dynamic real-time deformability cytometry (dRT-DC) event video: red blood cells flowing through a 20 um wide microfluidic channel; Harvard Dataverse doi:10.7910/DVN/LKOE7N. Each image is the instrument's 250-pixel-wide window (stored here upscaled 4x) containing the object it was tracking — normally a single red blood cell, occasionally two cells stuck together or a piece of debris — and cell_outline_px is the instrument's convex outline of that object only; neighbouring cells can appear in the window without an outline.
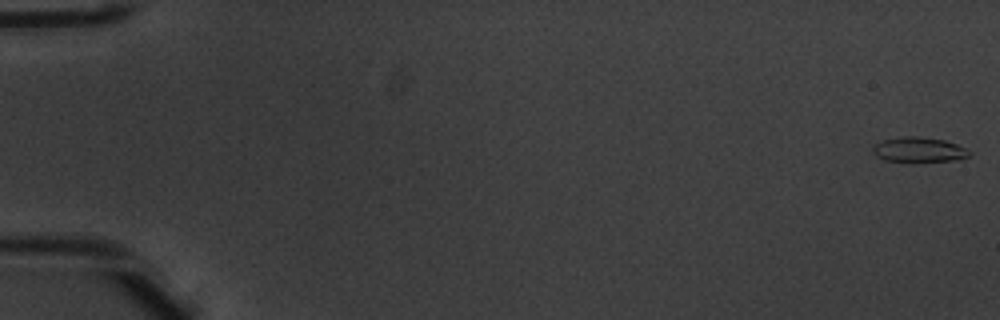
{"species": "common noctule bat (a hibernating species)", "species_latin": "Nyctalus noctula", "temperature_condition": "warm", "stored_images_in_passage": 53, "camera_frame_rate_fps": 3000, "um_per_image_px": 0.085, "animal": {"sex": "male", "body_mass_g": 20.1, "forearm_length_mm": 53.5}, "frame": {"image": 1, "passage_image": 1, "time_ms": 0.0, "image_size_px": [1000, 320], "cell_outline_px": [[972, 152], [968, 156], [952, 160], [908, 164], [884, 160], [876, 156], [872, 152], [872, 148], [876, 144], [884, 140], [904, 136], [920, 136], [944, 140], [956, 144]], "centroid_in_image_um": [78.06, 12.76], "position_along_channel_um": 6.9, "area_um2": 14.45}}
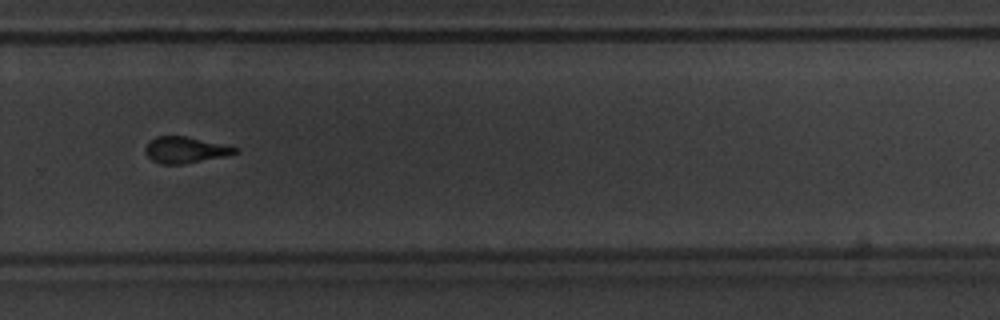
{"frame": {"image": 2, "passage_image": 37, "time_ms": 12.0, "image_size_px": [1000, 320], "cell_outline_px": [[240, 152], [224, 156], [184, 164], [160, 164], [152, 160], [144, 152], [144, 148], [148, 140], [156, 136], [184, 136], [240, 148]], "centroid_in_image_um": [15.71, 12.74], "position_along_channel_um": 314.1, "area_um2": 13.76}}
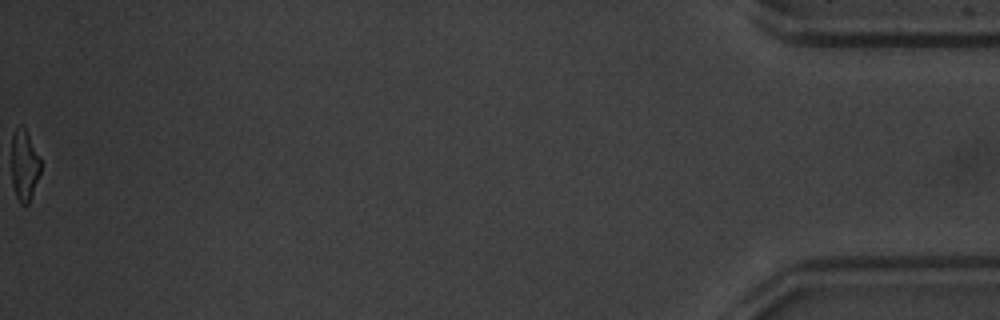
{"frame": {"image": 3, "passage_image": 53, "time_ms": 17.333, "image_size_px": [1000, 320], "cell_outline_px": [[40, 172], [28, 204], [20, 204], [16, 196], [12, 184], [12, 136], [20, 124], [24, 124], [40, 156]], "centroid_in_image_um": [2.07, 14.0], "position_along_channel_um": 433.1, "area_um2": 12.08}, "authors_computed_cell_mechanics": {"area_um2": 14.2766, "velocity_mm_per_s": 3.9699, "shape_relaxation_time_tau1_ms": 3.7959, "shape_relaxation_time_tau2_ms": 1.8271, "deformation_change_tau1": 0.1715, "deformation_change_tau2": 0.0766}}